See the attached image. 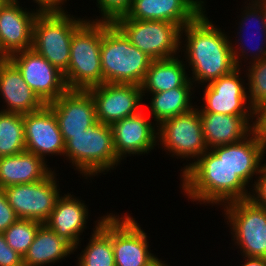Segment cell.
Listing matches in <instances>:
<instances>
[{"instance_id":"1","label":"cell","mask_w":266,"mask_h":266,"mask_svg":"<svg viewBox=\"0 0 266 266\" xmlns=\"http://www.w3.org/2000/svg\"><path fill=\"white\" fill-rule=\"evenodd\" d=\"M206 13L205 9L194 21L181 28V54L184 52L183 60L188 72L192 71L189 78L195 87L208 84L237 68L230 43L233 37L213 24Z\"/></svg>"},{"instance_id":"2","label":"cell","mask_w":266,"mask_h":266,"mask_svg":"<svg viewBox=\"0 0 266 266\" xmlns=\"http://www.w3.org/2000/svg\"><path fill=\"white\" fill-rule=\"evenodd\" d=\"M181 193L196 204L220 208L248 199L251 188L211 149L205 151L181 176ZM208 204V205H207Z\"/></svg>"},{"instance_id":"3","label":"cell","mask_w":266,"mask_h":266,"mask_svg":"<svg viewBox=\"0 0 266 266\" xmlns=\"http://www.w3.org/2000/svg\"><path fill=\"white\" fill-rule=\"evenodd\" d=\"M65 159L87 180L116 170L122 161L114 151L111 125L97 121L83 133L71 135L65 142Z\"/></svg>"},{"instance_id":"4","label":"cell","mask_w":266,"mask_h":266,"mask_svg":"<svg viewBox=\"0 0 266 266\" xmlns=\"http://www.w3.org/2000/svg\"><path fill=\"white\" fill-rule=\"evenodd\" d=\"M103 83L141 85L153 59L134 46L111 22L102 31L100 47Z\"/></svg>"},{"instance_id":"5","label":"cell","mask_w":266,"mask_h":266,"mask_svg":"<svg viewBox=\"0 0 266 266\" xmlns=\"http://www.w3.org/2000/svg\"><path fill=\"white\" fill-rule=\"evenodd\" d=\"M110 21L89 20L74 32L68 70L63 74L67 89L87 90L103 84L100 47L102 31Z\"/></svg>"},{"instance_id":"6","label":"cell","mask_w":266,"mask_h":266,"mask_svg":"<svg viewBox=\"0 0 266 266\" xmlns=\"http://www.w3.org/2000/svg\"><path fill=\"white\" fill-rule=\"evenodd\" d=\"M68 13L39 12L33 24L32 49L63 74L69 66L72 36L88 19Z\"/></svg>"},{"instance_id":"7","label":"cell","mask_w":266,"mask_h":266,"mask_svg":"<svg viewBox=\"0 0 266 266\" xmlns=\"http://www.w3.org/2000/svg\"><path fill=\"white\" fill-rule=\"evenodd\" d=\"M157 143L158 149L161 148L166 154L171 155L170 157H175V160L185 159L187 164L183 163L184 167L180 169L181 176L208 150L197 105L189 112L161 122L158 125Z\"/></svg>"},{"instance_id":"8","label":"cell","mask_w":266,"mask_h":266,"mask_svg":"<svg viewBox=\"0 0 266 266\" xmlns=\"http://www.w3.org/2000/svg\"><path fill=\"white\" fill-rule=\"evenodd\" d=\"M222 208L232 245L241 256L266 258V209L250 198L229 202Z\"/></svg>"},{"instance_id":"9","label":"cell","mask_w":266,"mask_h":266,"mask_svg":"<svg viewBox=\"0 0 266 266\" xmlns=\"http://www.w3.org/2000/svg\"><path fill=\"white\" fill-rule=\"evenodd\" d=\"M113 23L129 41L153 60L178 56L181 49V27L174 23L136 20L126 14Z\"/></svg>"},{"instance_id":"10","label":"cell","mask_w":266,"mask_h":266,"mask_svg":"<svg viewBox=\"0 0 266 266\" xmlns=\"http://www.w3.org/2000/svg\"><path fill=\"white\" fill-rule=\"evenodd\" d=\"M56 170L43 180L29 184H17L3 189L9 205L18 218L45 223L62 195ZM58 183V184H57Z\"/></svg>"},{"instance_id":"11","label":"cell","mask_w":266,"mask_h":266,"mask_svg":"<svg viewBox=\"0 0 266 266\" xmlns=\"http://www.w3.org/2000/svg\"><path fill=\"white\" fill-rule=\"evenodd\" d=\"M237 67L231 73L221 76L208 84H204L203 103L197 106L199 112L218 113L224 115H255L250 104L247 91L246 75ZM242 75V77H241Z\"/></svg>"},{"instance_id":"12","label":"cell","mask_w":266,"mask_h":266,"mask_svg":"<svg viewBox=\"0 0 266 266\" xmlns=\"http://www.w3.org/2000/svg\"><path fill=\"white\" fill-rule=\"evenodd\" d=\"M148 235L135 218L112 212V247L116 266H149L158 257L153 252Z\"/></svg>"},{"instance_id":"13","label":"cell","mask_w":266,"mask_h":266,"mask_svg":"<svg viewBox=\"0 0 266 266\" xmlns=\"http://www.w3.org/2000/svg\"><path fill=\"white\" fill-rule=\"evenodd\" d=\"M87 90L95 102L97 121L103 124L112 125L138 113L145 105L141 85L103 83Z\"/></svg>"},{"instance_id":"14","label":"cell","mask_w":266,"mask_h":266,"mask_svg":"<svg viewBox=\"0 0 266 266\" xmlns=\"http://www.w3.org/2000/svg\"><path fill=\"white\" fill-rule=\"evenodd\" d=\"M10 60L45 105L57 100L67 90L63 73L32 48L14 53Z\"/></svg>"},{"instance_id":"15","label":"cell","mask_w":266,"mask_h":266,"mask_svg":"<svg viewBox=\"0 0 266 266\" xmlns=\"http://www.w3.org/2000/svg\"><path fill=\"white\" fill-rule=\"evenodd\" d=\"M143 110L144 107L111 125L114 151L121 161L132 155H148L151 150H156L158 125Z\"/></svg>"},{"instance_id":"16","label":"cell","mask_w":266,"mask_h":266,"mask_svg":"<svg viewBox=\"0 0 266 266\" xmlns=\"http://www.w3.org/2000/svg\"><path fill=\"white\" fill-rule=\"evenodd\" d=\"M241 9L243 11H241L240 16H237L239 18L241 17V19L236 22L238 28H235L238 36H233L235 38L233 40H236L234 42L232 39H230L235 65L236 67L240 68H242V66H244L243 64H245L246 62H248L249 64L257 60L266 59V24L265 17L262 11V0H246V2H244V7ZM251 25L254 27V31L252 30L254 34L251 33V31L250 33L253 35L249 34V38V29L247 28H250ZM245 30L246 32H248L247 34H244L246 33ZM252 36H254L253 39L257 37L255 39L256 42L252 40L254 41V43H252L250 40L252 39ZM247 42H251V46Z\"/></svg>"},{"instance_id":"17","label":"cell","mask_w":266,"mask_h":266,"mask_svg":"<svg viewBox=\"0 0 266 266\" xmlns=\"http://www.w3.org/2000/svg\"><path fill=\"white\" fill-rule=\"evenodd\" d=\"M47 105L57 118L64 142L97 122L95 102L88 90L67 89Z\"/></svg>"},{"instance_id":"18","label":"cell","mask_w":266,"mask_h":266,"mask_svg":"<svg viewBox=\"0 0 266 266\" xmlns=\"http://www.w3.org/2000/svg\"><path fill=\"white\" fill-rule=\"evenodd\" d=\"M26 151L47 162V156L64 158L65 142L53 110L44 105L41 109L23 114ZM51 154V155H50Z\"/></svg>"},{"instance_id":"19","label":"cell","mask_w":266,"mask_h":266,"mask_svg":"<svg viewBox=\"0 0 266 266\" xmlns=\"http://www.w3.org/2000/svg\"><path fill=\"white\" fill-rule=\"evenodd\" d=\"M211 150L250 188L255 183L253 178H257L266 162V143L255 130L240 142L217 146Z\"/></svg>"},{"instance_id":"20","label":"cell","mask_w":266,"mask_h":266,"mask_svg":"<svg viewBox=\"0 0 266 266\" xmlns=\"http://www.w3.org/2000/svg\"><path fill=\"white\" fill-rule=\"evenodd\" d=\"M22 5L19 0H7L0 8V42L9 56L32 48L33 24L40 11L35 5L33 10Z\"/></svg>"},{"instance_id":"21","label":"cell","mask_w":266,"mask_h":266,"mask_svg":"<svg viewBox=\"0 0 266 266\" xmlns=\"http://www.w3.org/2000/svg\"><path fill=\"white\" fill-rule=\"evenodd\" d=\"M206 0H133L129 18L174 23L183 28L206 8Z\"/></svg>"},{"instance_id":"22","label":"cell","mask_w":266,"mask_h":266,"mask_svg":"<svg viewBox=\"0 0 266 266\" xmlns=\"http://www.w3.org/2000/svg\"><path fill=\"white\" fill-rule=\"evenodd\" d=\"M72 193V195H71ZM61 195L45 224L57 235L74 247V252L82 245L80 237L89 221V208L82 198L75 197L73 192Z\"/></svg>"},{"instance_id":"23","label":"cell","mask_w":266,"mask_h":266,"mask_svg":"<svg viewBox=\"0 0 266 266\" xmlns=\"http://www.w3.org/2000/svg\"><path fill=\"white\" fill-rule=\"evenodd\" d=\"M199 114L208 149L240 142L254 130L255 115Z\"/></svg>"},{"instance_id":"24","label":"cell","mask_w":266,"mask_h":266,"mask_svg":"<svg viewBox=\"0 0 266 266\" xmlns=\"http://www.w3.org/2000/svg\"><path fill=\"white\" fill-rule=\"evenodd\" d=\"M0 111L28 114L41 109L45 104L24 81L16 65L11 61L0 64Z\"/></svg>"},{"instance_id":"25","label":"cell","mask_w":266,"mask_h":266,"mask_svg":"<svg viewBox=\"0 0 266 266\" xmlns=\"http://www.w3.org/2000/svg\"><path fill=\"white\" fill-rule=\"evenodd\" d=\"M47 163L26 150L17 155L0 157V189L43 180L53 171Z\"/></svg>"},{"instance_id":"26","label":"cell","mask_w":266,"mask_h":266,"mask_svg":"<svg viewBox=\"0 0 266 266\" xmlns=\"http://www.w3.org/2000/svg\"><path fill=\"white\" fill-rule=\"evenodd\" d=\"M189 75L185 61L180 55L153 60L141 84L142 94L159 93L181 86H193L194 83Z\"/></svg>"},{"instance_id":"27","label":"cell","mask_w":266,"mask_h":266,"mask_svg":"<svg viewBox=\"0 0 266 266\" xmlns=\"http://www.w3.org/2000/svg\"><path fill=\"white\" fill-rule=\"evenodd\" d=\"M74 253V247L65 239L57 235L45 223H42L23 256L24 266H47L63 259L69 258Z\"/></svg>"},{"instance_id":"28","label":"cell","mask_w":266,"mask_h":266,"mask_svg":"<svg viewBox=\"0 0 266 266\" xmlns=\"http://www.w3.org/2000/svg\"><path fill=\"white\" fill-rule=\"evenodd\" d=\"M106 214L94 221L86 247L83 246L81 253L77 254L76 266H116L112 247V213Z\"/></svg>"},{"instance_id":"29","label":"cell","mask_w":266,"mask_h":266,"mask_svg":"<svg viewBox=\"0 0 266 266\" xmlns=\"http://www.w3.org/2000/svg\"><path fill=\"white\" fill-rule=\"evenodd\" d=\"M194 86H181L171 90H166L159 93L142 94L143 99H150L149 105L150 116L157 125L166 119H170L180 114L189 112L196 107L193 104L192 98L195 93ZM193 94V95H192ZM151 96V98H146Z\"/></svg>"},{"instance_id":"30","label":"cell","mask_w":266,"mask_h":266,"mask_svg":"<svg viewBox=\"0 0 266 266\" xmlns=\"http://www.w3.org/2000/svg\"><path fill=\"white\" fill-rule=\"evenodd\" d=\"M26 150L23 114L0 111V157Z\"/></svg>"},{"instance_id":"31","label":"cell","mask_w":266,"mask_h":266,"mask_svg":"<svg viewBox=\"0 0 266 266\" xmlns=\"http://www.w3.org/2000/svg\"><path fill=\"white\" fill-rule=\"evenodd\" d=\"M245 64L242 70L247 80L248 98L251 106L256 111L266 102V59ZM248 71V72H247Z\"/></svg>"},{"instance_id":"32","label":"cell","mask_w":266,"mask_h":266,"mask_svg":"<svg viewBox=\"0 0 266 266\" xmlns=\"http://www.w3.org/2000/svg\"><path fill=\"white\" fill-rule=\"evenodd\" d=\"M41 222L18 218L6 231L3 232L8 245L21 256H24L33 243L35 234Z\"/></svg>"},{"instance_id":"33","label":"cell","mask_w":266,"mask_h":266,"mask_svg":"<svg viewBox=\"0 0 266 266\" xmlns=\"http://www.w3.org/2000/svg\"><path fill=\"white\" fill-rule=\"evenodd\" d=\"M133 0H97L95 3L99 8L100 16L93 17L95 19L113 22L117 17L125 15L132 5Z\"/></svg>"},{"instance_id":"34","label":"cell","mask_w":266,"mask_h":266,"mask_svg":"<svg viewBox=\"0 0 266 266\" xmlns=\"http://www.w3.org/2000/svg\"><path fill=\"white\" fill-rule=\"evenodd\" d=\"M253 188H251L250 199L258 206L266 209V163L261 167Z\"/></svg>"},{"instance_id":"35","label":"cell","mask_w":266,"mask_h":266,"mask_svg":"<svg viewBox=\"0 0 266 266\" xmlns=\"http://www.w3.org/2000/svg\"><path fill=\"white\" fill-rule=\"evenodd\" d=\"M0 266H24L23 256L8 245L3 233H0Z\"/></svg>"},{"instance_id":"36","label":"cell","mask_w":266,"mask_h":266,"mask_svg":"<svg viewBox=\"0 0 266 266\" xmlns=\"http://www.w3.org/2000/svg\"><path fill=\"white\" fill-rule=\"evenodd\" d=\"M18 219L9 205L3 189H0V233L6 231Z\"/></svg>"},{"instance_id":"37","label":"cell","mask_w":266,"mask_h":266,"mask_svg":"<svg viewBox=\"0 0 266 266\" xmlns=\"http://www.w3.org/2000/svg\"><path fill=\"white\" fill-rule=\"evenodd\" d=\"M254 130L266 143V102L255 111Z\"/></svg>"},{"instance_id":"38","label":"cell","mask_w":266,"mask_h":266,"mask_svg":"<svg viewBox=\"0 0 266 266\" xmlns=\"http://www.w3.org/2000/svg\"><path fill=\"white\" fill-rule=\"evenodd\" d=\"M33 2L37 4L36 9L40 12L67 11L65 7L67 0H33Z\"/></svg>"},{"instance_id":"39","label":"cell","mask_w":266,"mask_h":266,"mask_svg":"<svg viewBox=\"0 0 266 266\" xmlns=\"http://www.w3.org/2000/svg\"><path fill=\"white\" fill-rule=\"evenodd\" d=\"M243 264L241 266H266V258L264 257H248L242 256Z\"/></svg>"},{"instance_id":"40","label":"cell","mask_w":266,"mask_h":266,"mask_svg":"<svg viewBox=\"0 0 266 266\" xmlns=\"http://www.w3.org/2000/svg\"><path fill=\"white\" fill-rule=\"evenodd\" d=\"M10 60V56L6 53V51L3 49L1 42H0V64L7 62Z\"/></svg>"},{"instance_id":"41","label":"cell","mask_w":266,"mask_h":266,"mask_svg":"<svg viewBox=\"0 0 266 266\" xmlns=\"http://www.w3.org/2000/svg\"><path fill=\"white\" fill-rule=\"evenodd\" d=\"M163 259H155L149 266H170L168 263H165L166 261H162Z\"/></svg>"},{"instance_id":"42","label":"cell","mask_w":266,"mask_h":266,"mask_svg":"<svg viewBox=\"0 0 266 266\" xmlns=\"http://www.w3.org/2000/svg\"><path fill=\"white\" fill-rule=\"evenodd\" d=\"M262 11L265 17V24H266V0H262Z\"/></svg>"},{"instance_id":"43","label":"cell","mask_w":266,"mask_h":266,"mask_svg":"<svg viewBox=\"0 0 266 266\" xmlns=\"http://www.w3.org/2000/svg\"><path fill=\"white\" fill-rule=\"evenodd\" d=\"M7 0H0V8L6 3Z\"/></svg>"}]
</instances>
